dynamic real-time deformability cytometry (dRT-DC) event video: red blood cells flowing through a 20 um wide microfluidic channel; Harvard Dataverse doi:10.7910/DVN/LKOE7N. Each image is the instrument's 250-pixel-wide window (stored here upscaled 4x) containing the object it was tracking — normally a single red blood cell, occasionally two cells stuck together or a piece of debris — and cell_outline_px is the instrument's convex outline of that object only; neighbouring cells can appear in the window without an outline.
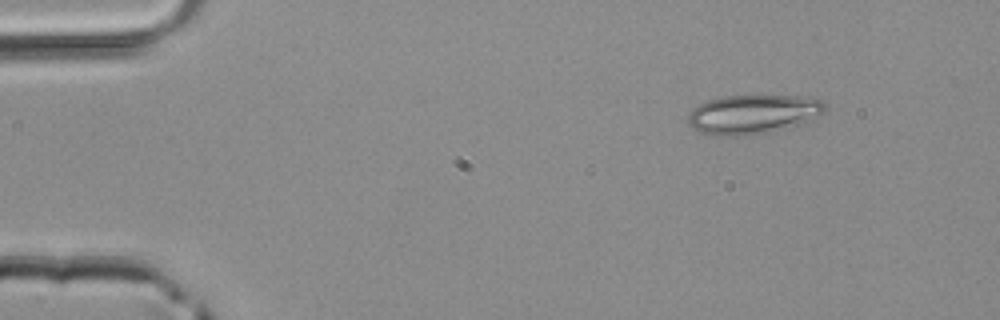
{"species": "common noctule bat (a hibernating species)", "species_latin": "Nyctalus noctula", "temperature_condition": "room temperature", "stored_images_in_passage": 2, "camera_frame_rate_fps": 3000, "um_per_image_px": 0.085, "animal": {"sex": "male", "body_mass_g": 20.4}, "frame": {"image": 1, "passage_image": 1, "time_ms": 0.0, "image_size_px": [1000, 320], "cell_outline_px": [[828, 108], [820, 116], [804, 124], [788, 128], [748, 136], [716, 136], [700, 132], [692, 128], [688, 124], [688, 112], [692, 108], [708, 100], [724, 96], [812, 96], [828, 104]], "centroid_in_image_um": [64.06, 9.72], "position_along_channel_um": 20.9, "area_um2": 32.02}}